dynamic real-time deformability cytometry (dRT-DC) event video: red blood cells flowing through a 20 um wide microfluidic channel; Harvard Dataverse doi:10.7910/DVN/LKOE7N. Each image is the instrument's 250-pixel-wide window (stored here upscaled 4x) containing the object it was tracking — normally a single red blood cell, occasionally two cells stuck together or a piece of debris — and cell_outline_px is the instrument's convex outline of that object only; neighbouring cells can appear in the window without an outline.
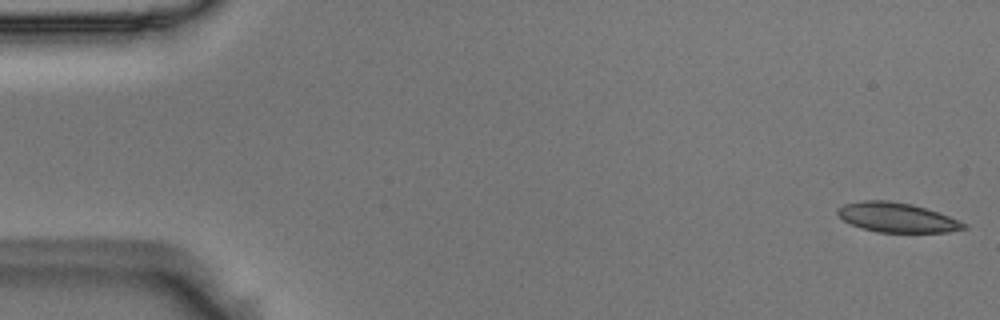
{"species": "Egyptian fruit bat (a non-hibernating species)", "species_latin": "Rousettus aegyptiacus", "temperature_condition": "room temperature", "stored_images_in_passage": 13, "camera_frame_rate_fps": 3000, "um_per_image_px": 0.085, "animal": {"sex": "male"}, "frame": {"image": 1, "passage_image": 1, "time_ms": 0.0, "image_size_px": [1000, 320], "cell_outline_px": [[968, 228], [948, 232], [876, 232], [860, 228], [844, 220], [836, 212], [836, 208], [844, 204], [860, 200], [884, 200], [912, 204], [948, 216], [968, 224]], "centroid_in_image_um": [76.22, 18.49], "position_along_channel_um": 8.8, "area_um2": 21.68}}
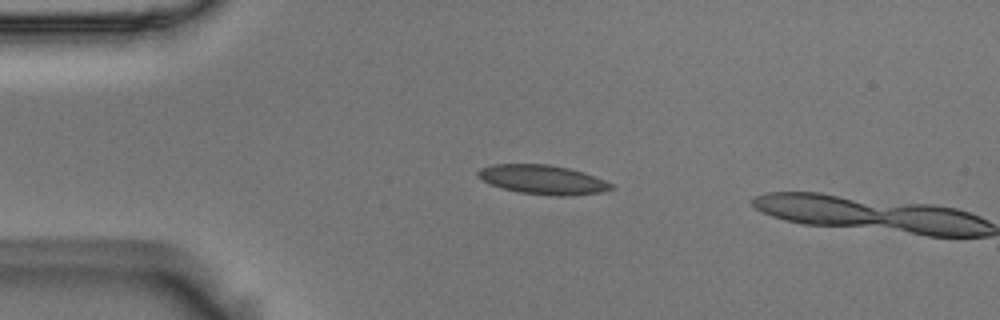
{"frame": {"image": 2, "passage_image": 12, "time_ms": 3.667, "image_size_px": [1000, 320], "cell_outline_px": [[616, 188], [600, 192], [572, 196], [548, 196], [520, 192], [488, 184], [476, 176], [476, 172], [480, 168], [492, 164], [548, 164], [568, 168], [584, 172], [604, 180], [612, 184]], "centroid_in_image_um": [46.12, 15.27], "position_along_channel_um": 38.9, "area_um2": 22.89}}